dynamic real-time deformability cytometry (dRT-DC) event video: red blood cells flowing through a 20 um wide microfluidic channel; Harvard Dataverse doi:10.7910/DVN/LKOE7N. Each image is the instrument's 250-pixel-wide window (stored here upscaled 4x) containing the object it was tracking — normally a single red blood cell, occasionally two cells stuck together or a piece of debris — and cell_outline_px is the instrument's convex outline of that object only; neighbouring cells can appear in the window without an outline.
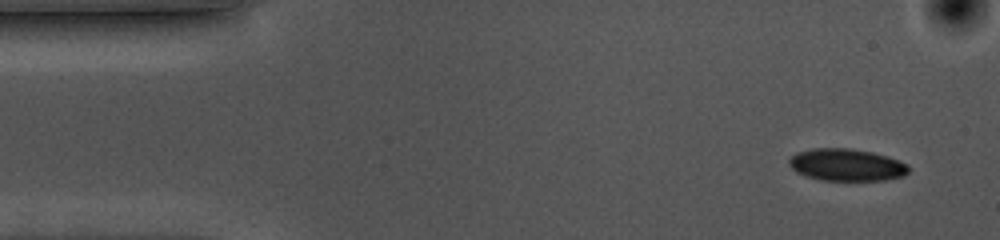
{"species": "common noctule bat (a hibernating species)", "species_latin": "Nyctalus noctula", "temperature_condition": "cold", "stored_images_in_passage": 2, "camera_frame_rate_fps": 3000, "um_per_image_px": 0.085, "animal": {"sex": "female", "body_mass_g": 10.0, "forearm_length_mm": 53.1}, "frame": {"image": 1, "passage_image": 2, "time_ms": 0.333, "image_size_px": [1000, 240], "cell_outline_px": [[904, 168], [900, 172], [872, 176], [828, 176], [800, 168], [796, 164], [796, 160], [820, 152], [828, 152], [868, 156], [888, 160], [900, 164]], "centroid_in_image_um": [72.04, 14.02], "position_along_channel_um": 13.0, "area_um2": 13.64}}